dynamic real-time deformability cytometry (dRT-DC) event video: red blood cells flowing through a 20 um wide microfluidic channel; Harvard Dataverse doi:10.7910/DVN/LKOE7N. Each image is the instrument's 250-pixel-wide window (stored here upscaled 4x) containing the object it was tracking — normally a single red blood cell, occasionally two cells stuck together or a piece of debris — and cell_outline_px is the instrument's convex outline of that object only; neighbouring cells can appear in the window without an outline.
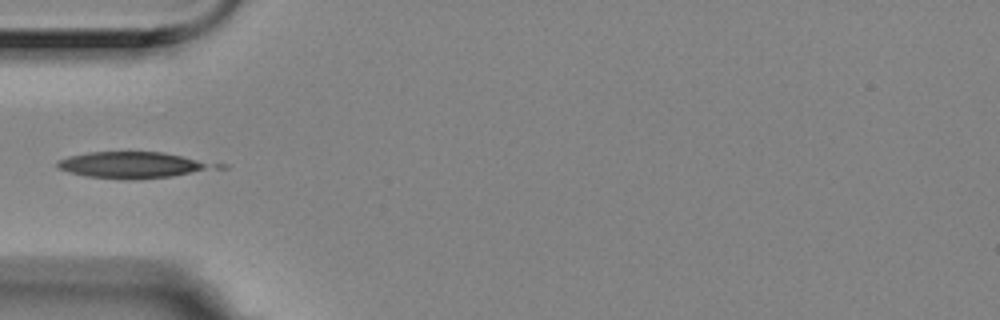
{"species": "Egyptian fruit bat (a non-hibernating species)", "species_latin": "Rousettus aegyptiacus", "temperature_condition": "room temperature", "stored_images_in_passage": 7, "camera_frame_rate_fps": 3000, "um_per_image_px": 0.085, "animal": {"sex": "female"}, "frame": {"image": 1, "passage_image": 1, "time_ms": 0.0, "image_size_px": [1000, 320], "cell_outline_px": [[204, 168], [172, 176], [136, 180], [128, 180], [84, 176], [60, 168], [56, 164], [56, 160], [68, 156], [88, 152], [164, 152], [196, 160], [204, 164]], "centroid_in_image_um": [10.92, 14.02], "position_along_channel_um": 74.1, "area_um2": 22.83}}
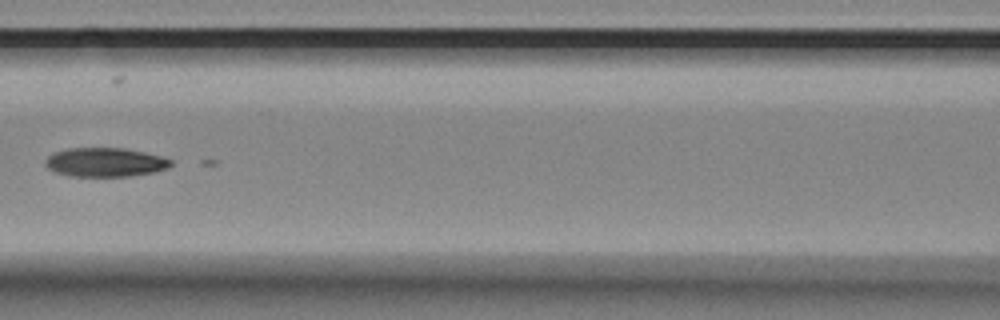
{"frame": {"image": 2, "passage_image": 3, "time_ms": 0.667, "image_size_px": [1000, 320], "cell_outline_px": [[172, 164], [168, 168], [156, 172], [132, 176], [68, 176], [56, 172], [48, 168], [44, 164], [44, 160], [52, 152], [68, 148], [124, 148], [144, 152], [160, 156], [172, 160]], "centroid_in_image_um": [8.92, 13.79], "position_along_channel_um": 157.7, "area_um2": 21.39}}
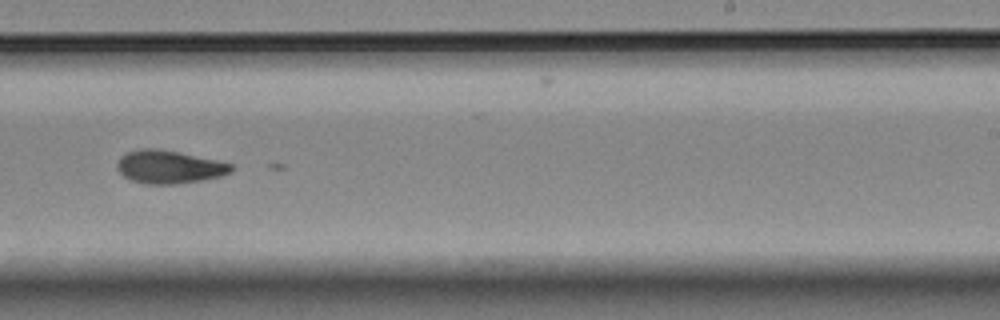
{"frame": {"image": 3, "passage_image": 6, "time_ms": 1.667, "image_size_px": [1000, 320], "cell_outline_px": [[232, 172], [220, 176], [200, 180], [176, 184], [144, 184], [132, 180], [124, 176], [116, 168], [116, 164], [120, 156], [128, 152], [140, 148], [156, 148], [216, 160], [232, 164]], "centroid_in_image_um": [14.33, 14.19], "position_along_channel_um": 274.7, "area_um2": 21.79}}